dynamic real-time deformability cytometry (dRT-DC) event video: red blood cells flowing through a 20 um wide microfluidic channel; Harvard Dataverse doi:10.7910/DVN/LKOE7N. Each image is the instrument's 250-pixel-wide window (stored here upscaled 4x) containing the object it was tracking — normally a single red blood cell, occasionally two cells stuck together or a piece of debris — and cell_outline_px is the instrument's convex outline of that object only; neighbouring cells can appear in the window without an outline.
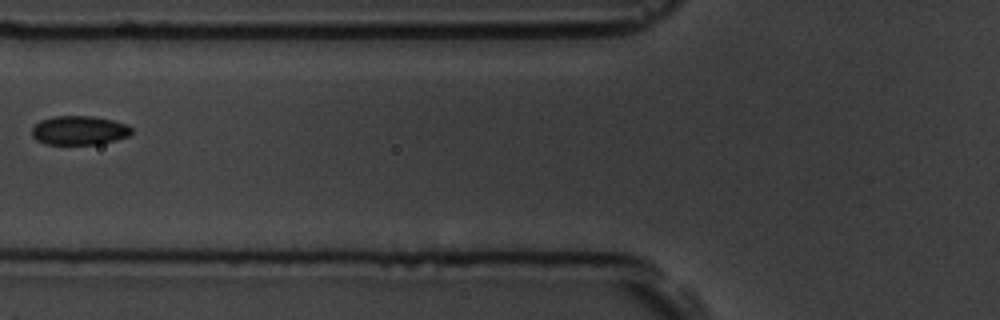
{"species": "common noctule bat (a hibernating species)", "species_latin": "Nyctalus noctula", "temperature_condition": "room temperature", "stored_images_in_passage": 3, "camera_frame_rate_fps": 3000, "um_per_image_px": 0.085, "animal": {"sex": "male", "body_mass_g": 19.5, "forearm_length_mm": 54.6}, "frame": {"image": 1, "passage_image": 2, "time_ms": 1.333, "image_size_px": [1000, 320], "cell_outline_px": [[132, 132], [128, 136], [116, 140], [100, 144], [44, 144], [36, 140], [32, 136], [32, 128], [40, 120], [52, 116], [92, 116], [112, 120], [128, 124], [132, 128]], "centroid_in_image_um": [6.73, 11.08], "position_along_channel_um": 119.1, "area_um2": 16.99}}
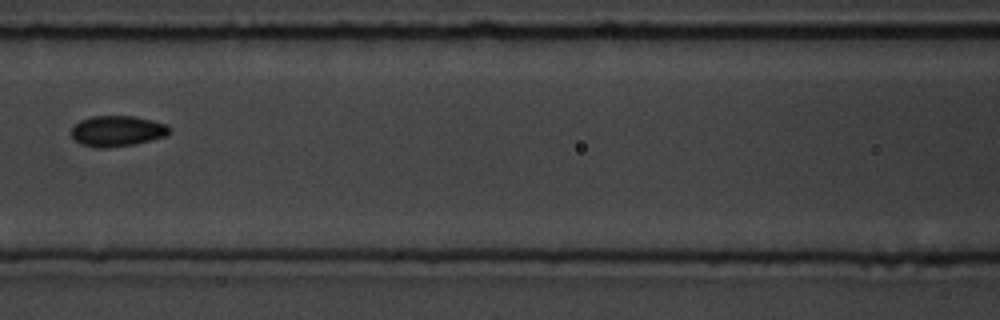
{"frame": {"image": 2, "passage_image": 3, "time_ms": 2.333, "image_size_px": [1000, 320], "cell_outline_px": [[172, 132], [164, 136], [132, 144], [100, 148], [80, 144], [72, 136], [72, 128], [80, 120], [92, 116], [132, 116], [152, 120], [168, 124], [172, 128]], "centroid_in_image_um": [9.99, 11.12], "position_along_channel_um": 156.6, "area_um2": 17.34}}